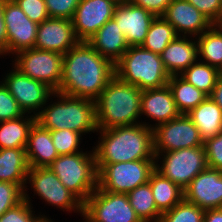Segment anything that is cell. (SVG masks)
Returning a JSON list of instances; mask_svg holds the SVG:
<instances>
[{
  "label": "cell",
  "instance_id": "obj_29",
  "mask_svg": "<svg viewBox=\"0 0 222 222\" xmlns=\"http://www.w3.org/2000/svg\"><path fill=\"white\" fill-rule=\"evenodd\" d=\"M127 196L130 205L142 222H159L162 213L156 207L149 182L139 185L128 192Z\"/></svg>",
  "mask_w": 222,
  "mask_h": 222
},
{
  "label": "cell",
  "instance_id": "obj_45",
  "mask_svg": "<svg viewBox=\"0 0 222 222\" xmlns=\"http://www.w3.org/2000/svg\"><path fill=\"white\" fill-rule=\"evenodd\" d=\"M203 222H222V208L205 210Z\"/></svg>",
  "mask_w": 222,
  "mask_h": 222
},
{
  "label": "cell",
  "instance_id": "obj_21",
  "mask_svg": "<svg viewBox=\"0 0 222 222\" xmlns=\"http://www.w3.org/2000/svg\"><path fill=\"white\" fill-rule=\"evenodd\" d=\"M87 42L113 64L129 48L123 32L113 18L107 21Z\"/></svg>",
  "mask_w": 222,
  "mask_h": 222
},
{
  "label": "cell",
  "instance_id": "obj_48",
  "mask_svg": "<svg viewBox=\"0 0 222 222\" xmlns=\"http://www.w3.org/2000/svg\"><path fill=\"white\" fill-rule=\"evenodd\" d=\"M5 1L15 2V1H17V0H5Z\"/></svg>",
  "mask_w": 222,
  "mask_h": 222
},
{
  "label": "cell",
  "instance_id": "obj_43",
  "mask_svg": "<svg viewBox=\"0 0 222 222\" xmlns=\"http://www.w3.org/2000/svg\"><path fill=\"white\" fill-rule=\"evenodd\" d=\"M3 2L4 0H0V54H4L7 52V36H6V28L3 16Z\"/></svg>",
  "mask_w": 222,
  "mask_h": 222
},
{
  "label": "cell",
  "instance_id": "obj_3",
  "mask_svg": "<svg viewBox=\"0 0 222 222\" xmlns=\"http://www.w3.org/2000/svg\"><path fill=\"white\" fill-rule=\"evenodd\" d=\"M142 90L114 76L95 101L98 129L134 125L141 114Z\"/></svg>",
  "mask_w": 222,
  "mask_h": 222
},
{
  "label": "cell",
  "instance_id": "obj_47",
  "mask_svg": "<svg viewBox=\"0 0 222 222\" xmlns=\"http://www.w3.org/2000/svg\"><path fill=\"white\" fill-rule=\"evenodd\" d=\"M117 3L129 2L130 0H115Z\"/></svg>",
  "mask_w": 222,
  "mask_h": 222
},
{
  "label": "cell",
  "instance_id": "obj_20",
  "mask_svg": "<svg viewBox=\"0 0 222 222\" xmlns=\"http://www.w3.org/2000/svg\"><path fill=\"white\" fill-rule=\"evenodd\" d=\"M141 113L158 121V125L181 115L168 85L142 91Z\"/></svg>",
  "mask_w": 222,
  "mask_h": 222
},
{
  "label": "cell",
  "instance_id": "obj_40",
  "mask_svg": "<svg viewBox=\"0 0 222 222\" xmlns=\"http://www.w3.org/2000/svg\"><path fill=\"white\" fill-rule=\"evenodd\" d=\"M207 165L222 171V131L204 141Z\"/></svg>",
  "mask_w": 222,
  "mask_h": 222
},
{
  "label": "cell",
  "instance_id": "obj_2",
  "mask_svg": "<svg viewBox=\"0 0 222 222\" xmlns=\"http://www.w3.org/2000/svg\"><path fill=\"white\" fill-rule=\"evenodd\" d=\"M101 130V142L94 149L96 163H119L155 159L151 125L134 124Z\"/></svg>",
  "mask_w": 222,
  "mask_h": 222
},
{
  "label": "cell",
  "instance_id": "obj_31",
  "mask_svg": "<svg viewBox=\"0 0 222 222\" xmlns=\"http://www.w3.org/2000/svg\"><path fill=\"white\" fill-rule=\"evenodd\" d=\"M177 36L174 27L162 16H158L151 22L146 39L141 46L146 50L161 54Z\"/></svg>",
  "mask_w": 222,
  "mask_h": 222
},
{
  "label": "cell",
  "instance_id": "obj_27",
  "mask_svg": "<svg viewBox=\"0 0 222 222\" xmlns=\"http://www.w3.org/2000/svg\"><path fill=\"white\" fill-rule=\"evenodd\" d=\"M25 119L22 116L0 122V149L26 148L29 132L36 122V117L33 115Z\"/></svg>",
  "mask_w": 222,
  "mask_h": 222
},
{
  "label": "cell",
  "instance_id": "obj_38",
  "mask_svg": "<svg viewBox=\"0 0 222 222\" xmlns=\"http://www.w3.org/2000/svg\"><path fill=\"white\" fill-rule=\"evenodd\" d=\"M80 0H45L50 18L73 19Z\"/></svg>",
  "mask_w": 222,
  "mask_h": 222
},
{
  "label": "cell",
  "instance_id": "obj_13",
  "mask_svg": "<svg viewBox=\"0 0 222 222\" xmlns=\"http://www.w3.org/2000/svg\"><path fill=\"white\" fill-rule=\"evenodd\" d=\"M7 53L34 48L38 24L30 20L16 2H3Z\"/></svg>",
  "mask_w": 222,
  "mask_h": 222
},
{
  "label": "cell",
  "instance_id": "obj_35",
  "mask_svg": "<svg viewBox=\"0 0 222 222\" xmlns=\"http://www.w3.org/2000/svg\"><path fill=\"white\" fill-rule=\"evenodd\" d=\"M24 200V190L15 183L0 181V217Z\"/></svg>",
  "mask_w": 222,
  "mask_h": 222
},
{
  "label": "cell",
  "instance_id": "obj_25",
  "mask_svg": "<svg viewBox=\"0 0 222 222\" xmlns=\"http://www.w3.org/2000/svg\"><path fill=\"white\" fill-rule=\"evenodd\" d=\"M186 115L199 130L203 141L222 131V110L210 96Z\"/></svg>",
  "mask_w": 222,
  "mask_h": 222
},
{
  "label": "cell",
  "instance_id": "obj_26",
  "mask_svg": "<svg viewBox=\"0 0 222 222\" xmlns=\"http://www.w3.org/2000/svg\"><path fill=\"white\" fill-rule=\"evenodd\" d=\"M150 188L157 209L164 213L184 198V190L154 170L149 177Z\"/></svg>",
  "mask_w": 222,
  "mask_h": 222
},
{
  "label": "cell",
  "instance_id": "obj_36",
  "mask_svg": "<svg viewBox=\"0 0 222 222\" xmlns=\"http://www.w3.org/2000/svg\"><path fill=\"white\" fill-rule=\"evenodd\" d=\"M24 191V200L15 207L7 210L1 217L0 222H37L39 217L32 215L31 203Z\"/></svg>",
  "mask_w": 222,
  "mask_h": 222
},
{
  "label": "cell",
  "instance_id": "obj_24",
  "mask_svg": "<svg viewBox=\"0 0 222 222\" xmlns=\"http://www.w3.org/2000/svg\"><path fill=\"white\" fill-rule=\"evenodd\" d=\"M29 169L25 148L0 149V181L18 184L25 191Z\"/></svg>",
  "mask_w": 222,
  "mask_h": 222
},
{
  "label": "cell",
  "instance_id": "obj_30",
  "mask_svg": "<svg viewBox=\"0 0 222 222\" xmlns=\"http://www.w3.org/2000/svg\"><path fill=\"white\" fill-rule=\"evenodd\" d=\"M197 40L198 55H202L206 60L205 63L220 69L222 67V26L213 24Z\"/></svg>",
  "mask_w": 222,
  "mask_h": 222
},
{
  "label": "cell",
  "instance_id": "obj_7",
  "mask_svg": "<svg viewBox=\"0 0 222 222\" xmlns=\"http://www.w3.org/2000/svg\"><path fill=\"white\" fill-rule=\"evenodd\" d=\"M155 160H135L119 163H96L97 187L99 189L127 194L149 181L155 170Z\"/></svg>",
  "mask_w": 222,
  "mask_h": 222
},
{
  "label": "cell",
  "instance_id": "obj_12",
  "mask_svg": "<svg viewBox=\"0 0 222 222\" xmlns=\"http://www.w3.org/2000/svg\"><path fill=\"white\" fill-rule=\"evenodd\" d=\"M26 179L31 181L38 196L61 209H77L83 214V203L69 191L48 167H30Z\"/></svg>",
  "mask_w": 222,
  "mask_h": 222
},
{
  "label": "cell",
  "instance_id": "obj_41",
  "mask_svg": "<svg viewBox=\"0 0 222 222\" xmlns=\"http://www.w3.org/2000/svg\"><path fill=\"white\" fill-rule=\"evenodd\" d=\"M194 5L213 24L222 21V0H187Z\"/></svg>",
  "mask_w": 222,
  "mask_h": 222
},
{
  "label": "cell",
  "instance_id": "obj_14",
  "mask_svg": "<svg viewBox=\"0 0 222 222\" xmlns=\"http://www.w3.org/2000/svg\"><path fill=\"white\" fill-rule=\"evenodd\" d=\"M115 0H80L72 19L80 42H87L107 21L113 18Z\"/></svg>",
  "mask_w": 222,
  "mask_h": 222
},
{
  "label": "cell",
  "instance_id": "obj_34",
  "mask_svg": "<svg viewBox=\"0 0 222 222\" xmlns=\"http://www.w3.org/2000/svg\"><path fill=\"white\" fill-rule=\"evenodd\" d=\"M53 144L59 155L76 154L81 134L69 129L51 130Z\"/></svg>",
  "mask_w": 222,
  "mask_h": 222
},
{
  "label": "cell",
  "instance_id": "obj_46",
  "mask_svg": "<svg viewBox=\"0 0 222 222\" xmlns=\"http://www.w3.org/2000/svg\"><path fill=\"white\" fill-rule=\"evenodd\" d=\"M37 222H53V221H51V220H49V219H47L45 217H39Z\"/></svg>",
  "mask_w": 222,
  "mask_h": 222
},
{
  "label": "cell",
  "instance_id": "obj_32",
  "mask_svg": "<svg viewBox=\"0 0 222 222\" xmlns=\"http://www.w3.org/2000/svg\"><path fill=\"white\" fill-rule=\"evenodd\" d=\"M179 75L188 83L210 96L216 85L218 77L220 76V71L218 68L207 63L197 62L193 63Z\"/></svg>",
  "mask_w": 222,
  "mask_h": 222
},
{
  "label": "cell",
  "instance_id": "obj_17",
  "mask_svg": "<svg viewBox=\"0 0 222 222\" xmlns=\"http://www.w3.org/2000/svg\"><path fill=\"white\" fill-rule=\"evenodd\" d=\"M79 42L72 20L49 17L38 25L34 48L64 55Z\"/></svg>",
  "mask_w": 222,
  "mask_h": 222
},
{
  "label": "cell",
  "instance_id": "obj_16",
  "mask_svg": "<svg viewBox=\"0 0 222 222\" xmlns=\"http://www.w3.org/2000/svg\"><path fill=\"white\" fill-rule=\"evenodd\" d=\"M184 199L203 210L222 208V171L205 168L184 189Z\"/></svg>",
  "mask_w": 222,
  "mask_h": 222
},
{
  "label": "cell",
  "instance_id": "obj_22",
  "mask_svg": "<svg viewBox=\"0 0 222 222\" xmlns=\"http://www.w3.org/2000/svg\"><path fill=\"white\" fill-rule=\"evenodd\" d=\"M198 55V44L186 39V35L177 36L160 54L164 68L170 76L183 73L193 63Z\"/></svg>",
  "mask_w": 222,
  "mask_h": 222
},
{
  "label": "cell",
  "instance_id": "obj_37",
  "mask_svg": "<svg viewBox=\"0 0 222 222\" xmlns=\"http://www.w3.org/2000/svg\"><path fill=\"white\" fill-rule=\"evenodd\" d=\"M25 113L3 83L0 85V122L20 118Z\"/></svg>",
  "mask_w": 222,
  "mask_h": 222
},
{
  "label": "cell",
  "instance_id": "obj_19",
  "mask_svg": "<svg viewBox=\"0 0 222 222\" xmlns=\"http://www.w3.org/2000/svg\"><path fill=\"white\" fill-rule=\"evenodd\" d=\"M162 17L174 27L176 34L179 36L178 32L199 36L213 25L205 15L187 0H173Z\"/></svg>",
  "mask_w": 222,
  "mask_h": 222
},
{
  "label": "cell",
  "instance_id": "obj_8",
  "mask_svg": "<svg viewBox=\"0 0 222 222\" xmlns=\"http://www.w3.org/2000/svg\"><path fill=\"white\" fill-rule=\"evenodd\" d=\"M87 222H142L130 205L127 194L97 189L83 203Z\"/></svg>",
  "mask_w": 222,
  "mask_h": 222
},
{
  "label": "cell",
  "instance_id": "obj_1",
  "mask_svg": "<svg viewBox=\"0 0 222 222\" xmlns=\"http://www.w3.org/2000/svg\"><path fill=\"white\" fill-rule=\"evenodd\" d=\"M114 76L110 60L88 42H79L63 55L61 83L56 92L95 102Z\"/></svg>",
  "mask_w": 222,
  "mask_h": 222
},
{
  "label": "cell",
  "instance_id": "obj_23",
  "mask_svg": "<svg viewBox=\"0 0 222 222\" xmlns=\"http://www.w3.org/2000/svg\"><path fill=\"white\" fill-rule=\"evenodd\" d=\"M26 154L30 167H48L59 154L53 144L50 130L44 129L37 122L31 127Z\"/></svg>",
  "mask_w": 222,
  "mask_h": 222
},
{
  "label": "cell",
  "instance_id": "obj_42",
  "mask_svg": "<svg viewBox=\"0 0 222 222\" xmlns=\"http://www.w3.org/2000/svg\"><path fill=\"white\" fill-rule=\"evenodd\" d=\"M173 0H130L135 6L146 9L155 17L163 16Z\"/></svg>",
  "mask_w": 222,
  "mask_h": 222
},
{
  "label": "cell",
  "instance_id": "obj_33",
  "mask_svg": "<svg viewBox=\"0 0 222 222\" xmlns=\"http://www.w3.org/2000/svg\"><path fill=\"white\" fill-rule=\"evenodd\" d=\"M205 210L184 198L171 210L161 214L159 222H203Z\"/></svg>",
  "mask_w": 222,
  "mask_h": 222
},
{
  "label": "cell",
  "instance_id": "obj_11",
  "mask_svg": "<svg viewBox=\"0 0 222 222\" xmlns=\"http://www.w3.org/2000/svg\"><path fill=\"white\" fill-rule=\"evenodd\" d=\"M155 126L152 127L155 160L162 152L204 146L199 130L186 114Z\"/></svg>",
  "mask_w": 222,
  "mask_h": 222
},
{
  "label": "cell",
  "instance_id": "obj_39",
  "mask_svg": "<svg viewBox=\"0 0 222 222\" xmlns=\"http://www.w3.org/2000/svg\"><path fill=\"white\" fill-rule=\"evenodd\" d=\"M15 2L28 18L38 25L49 18L45 0H17Z\"/></svg>",
  "mask_w": 222,
  "mask_h": 222
},
{
  "label": "cell",
  "instance_id": "obj_44",
  "mask_svg": "<svg viewBox=\"0 0 222 222\" xmlns=\"http://www.w3.org/2000/svg\"><path fill=\"white\" fill-rule=\"evenodd\" d=\"M210 97L222 110V74H220V76L218 77V80Z\"/></svg>",
  "mask_w": 222,
  "mask_h": 222
},
{
  "label": "cell",
  "instance_id": "obj_15",
  "mask_svg": "<svg viewBox=\"0 0 222 222\" xmlns=\"http://www.w3.org/2000/svg\"><path fill=\"white\" fill-rule=\"evenodd\" d=\"M4 86L15 98L24 113L36 110L46 105L50 95L54 91L43 82L37 81L24 75L15 68L7 74L4 80Z\"/></svg>",
  "mask_w": 222,
  "mask_h": 222
},
{
  "label": "cell",
  "instance_id": "obj_10",
  "mask_svg": "<svg viewBox=\"0 0 222 222\" xmlns=\"http://www.w3.org/2000/svg\"><path fill=\"white\" fill-rule=\"evenodd\" d=\"M15 68L24 75L43 82L56 92L61 83L63 55L41 49H25L17 52Z\"/></svg>",
  "mask_w": 222,
  "mask_h": 222
},
{
  "label": "cell",
  "instance_id": "obj_5",
  "mask_svg": "<svg viewBox=\"0 0 222 222\" xmlns=\"http://www.w3.org/2000/svg\"><path fill=\"white\" fill-rule=\"evenodd\" d=\"M114 69L118 79L137 86L142 91L162 88L168 84L170 78L160 54L142 46H130L114 64Z\"/></svg>",
  "mask_w": 222,
  "mask_h": 222
},
{
  "label": "cell",
  "instance_id": "obj_4",
  "mask_svg": "<svg viewBox=\"0 0 222 222\" xmlns=\"http://www.w3.org/2000/svg\"><path fill=\"white\" fill-rule=\"evenodd\" d=\"M60 101L35 113L36 122L47 130L69 129L80 134L98 131L95 102L54 92Z\"/></svg>",
  "mask_w": 222,
  "mask_h": 222
},
{
  "label": "cell",
  "instance_id": "obj_6",
  "mask_svg": "<svg viewBox=\"0 0 222 222\" xmlns=\"http://www.w3.org/2000/svg\"><path fill=\"white\" fill-rule=\"evenodd\" d=\"M79 152L59 155L49 166L61 181L82 203L97 189L95 154Z\"/></svg>",
  "mask_w": 222,
  "mask_h": 222
},
{
  "label": "cell",
  "instance_id": "obj_28",
  "mask_svg": "<svg viewBox=\"0 0 222 222\" xmlns=\"http://www.w3.org/2000/svg\"><path fill=\"white\" fill-rule=\"evenodd\" d=\"M179 75L170 76L168 87L181 114H188L192 109L204 101L208 95L188 83ZM179 78V79H178Z\"/></svg>",
  "mask_w": 222,
  "mask_h": 222
},
{
  "label": "cell",
  "instance_id": "obj_9",
  "mask_svg": "<svg viewBox=\"0 0 222 222\" xmlns=\"http://www.w3.org/2000/svg\"><path fill=\"white\" fill-rule=\"evenodd\" d=\"M163 164H155V170L170 179L182 190L208 167L204 146L183 148L164 152Z\"/></svg>",
  "mask_w": 222,
  "mask_h": 222
},
{
  "label": "cell",
  "instance_id": "obj_18",
  "mask_svg": "<svg viewBox=\"0 0 222 222\" xmlns=\"http://www.w3.org/2000/svg\"><path fill=\"white\" fill-rule=\"evenodd\" d=\"M155 16L146 9L135 6L130 1L118 3L113 19L123 32L128 46H141Z\"/></svg>",
  "mask_w": 222,
  "mask_h": 222
}]
</instances>
